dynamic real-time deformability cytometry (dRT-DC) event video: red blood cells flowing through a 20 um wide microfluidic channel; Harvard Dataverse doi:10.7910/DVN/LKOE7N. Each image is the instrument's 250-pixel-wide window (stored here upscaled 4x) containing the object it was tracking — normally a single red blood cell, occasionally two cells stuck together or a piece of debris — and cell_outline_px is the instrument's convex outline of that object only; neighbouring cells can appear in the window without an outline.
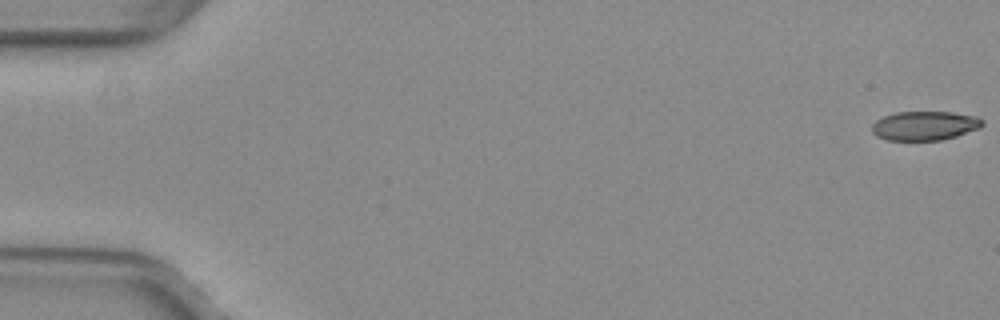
{"species": "common noctule bat (a hibernating species)", "species_latin": "Nyctalus noctula", "temperature_condition": "warm", "stored_images_in_passage": 41, "camera_frame_rate_fps": 3000, "um_per_image_px": 0.085, "animal": {"sex": "female", "body_mass_g": 29.2, "forearm_length_mm": 56.3}, "frame": {"image": 1, "passage_image": 1, "time_ms": 0.0, "image_size_px": [1000, 320], "cell_outline_px": [[984, 124], [980, 128], [956, 136], [940, 140], [888, 140], [876, 136], [872, 132], [872, 124], [876, 120], [884, 116], [896, 112], [952, 112], [976, 116], [984, 120]], "centroid_in_image_um": [78.61, 10.68], "position_along_channel_um": 6.4, "area_um2": 18.79}}
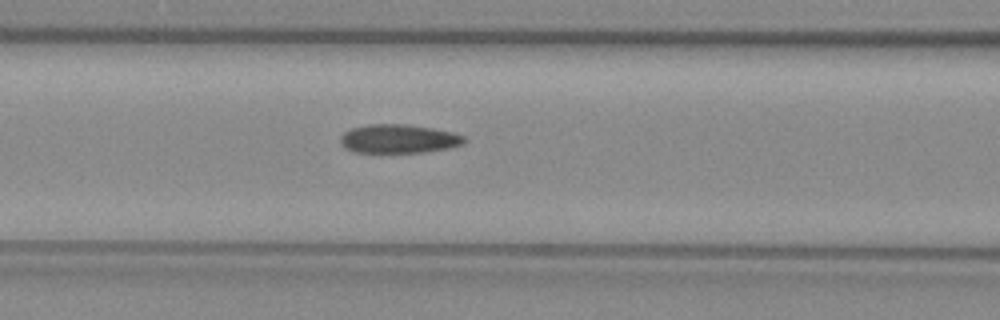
{"frame": {"image": 2, "passage_image": 23, "time_ms": 7.333, "image_size_px": [1000, 320], "cell_outline_px": [[464, 144], [448, 148], [424, 152], [352, 152], [344, 148], [340, 144], [340, 136], [344, 132], [352, 128], [368, 124], [404, 124], [432, 128], [452, 132], [464, 136]], "centroid_in_image_um": [33.84, 11.8], "position_along_channel_um": 132.8, "area_um2": 20.75}}
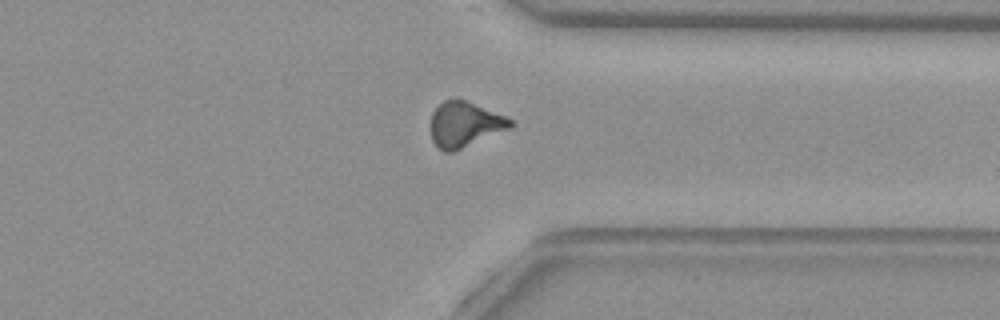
{"frame": {"image": 3, "passage_image": 41, "time_ms": 13.333, "image_size_px": [1000, 320], "cell_outline_px": [[512, 124], [508, 128], [452, 152], [444, 152], [432, 140], [432, 112], [444, 100], [464, 100], [504, 116], [512, 120]], "centroid_in_image_um": [39.46, 10.58], "position_along_channel_um": 371.9, "area_um2": 20.06}, "authors_computed_cell_mechanics": {"area_um2": 20.7502, "velocity_mm_per_s": 4.0148, "shape_relaxation_time_tau1_ms": null, "shape_relaxation_time_tau2_ms": 5.4183, "deformation_change_tau1": null, "deformation_change_tau2": 0.1297}}